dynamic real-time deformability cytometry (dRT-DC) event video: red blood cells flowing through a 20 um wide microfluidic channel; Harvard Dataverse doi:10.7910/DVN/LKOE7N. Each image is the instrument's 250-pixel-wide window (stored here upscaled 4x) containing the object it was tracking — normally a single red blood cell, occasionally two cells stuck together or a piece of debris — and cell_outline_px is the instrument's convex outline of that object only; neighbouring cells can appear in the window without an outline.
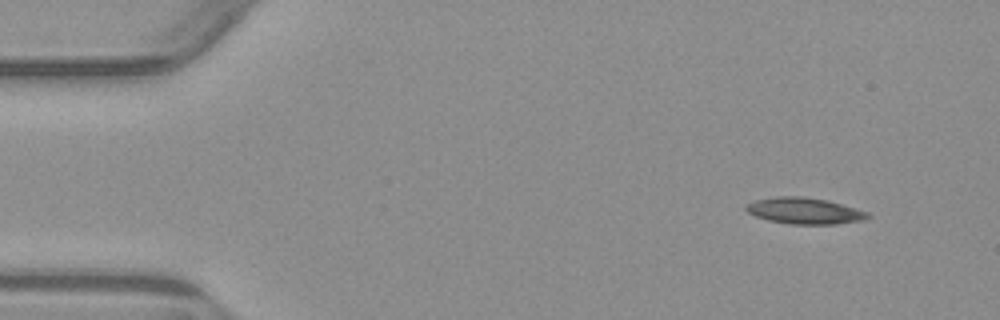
{"species": "common noctule bat (a hibernating species)", "species_latin": "Nyctalus noctula", "temperature_condition": "warm", "stored_images_in_passage": 3, "camera_frame_rate_fps": 3000, "um_per_image_px": 0.085, "animal": {"sex": "male", "body_mass_g": 23.1, "forearm_length_mm": 52.7}, "frame": {"image": 1, "passage_image": 1, "time_ms": 0.0, "image_size_px": [1000, 320], "cell_outline_px": [[872, 216], [864, 220], [836, 224], [792, 224], [768, 220], [756, 216], [748, 212], [744, 208], [744, 204], [756, 200], [776, 196], [804, 196], [828, 200], [868, 212]], "centroid_in_image_um": [68.38, 17.91], "position_along_channel_um": 16.6, "area_um2": 18.73}}